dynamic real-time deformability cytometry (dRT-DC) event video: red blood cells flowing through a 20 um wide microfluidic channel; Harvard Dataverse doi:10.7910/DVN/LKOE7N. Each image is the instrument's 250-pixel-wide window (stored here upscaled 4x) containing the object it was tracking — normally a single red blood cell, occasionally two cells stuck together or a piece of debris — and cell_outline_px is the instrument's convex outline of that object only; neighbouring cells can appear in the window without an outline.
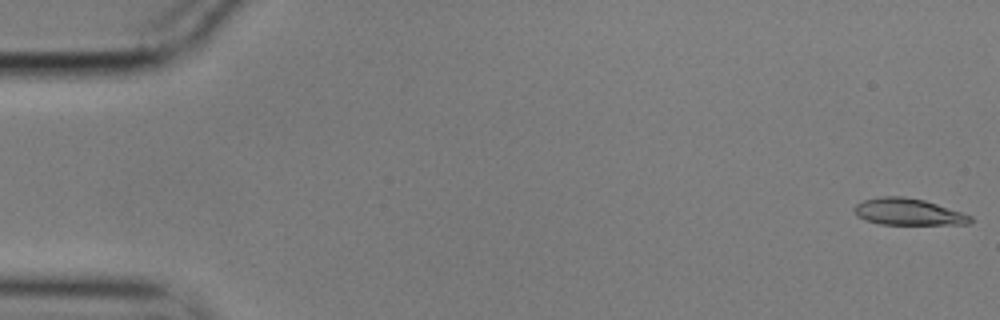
{"species": "common noctule bat (a hibernating species)", "species_latin": "Nyctalus noctula", "temperature_condition": "cold", "stored_images_in_passage": 56, "camera_frame_rate_fps": 3000, "um_per_image_px": 0.085, "animal": {"sex": "male", "body_mass_g": 17.9}, "frame": {"image": 1, "passage_image": 1, "time_ms": 0.0, "image_size_px": [1000, 320], "cell_outline_px": [[972, 220], [968, 224], [880, 224], [864, 220], [856, 216], [852, 208], [856, 204], [864, 200], [880, 196], [904, 196], [924, 200], [972, 216]], "centroid_in_image_um": [77.12, 18.0], "position_along_channel_um": 7.9, "area_um2": 17.98}}
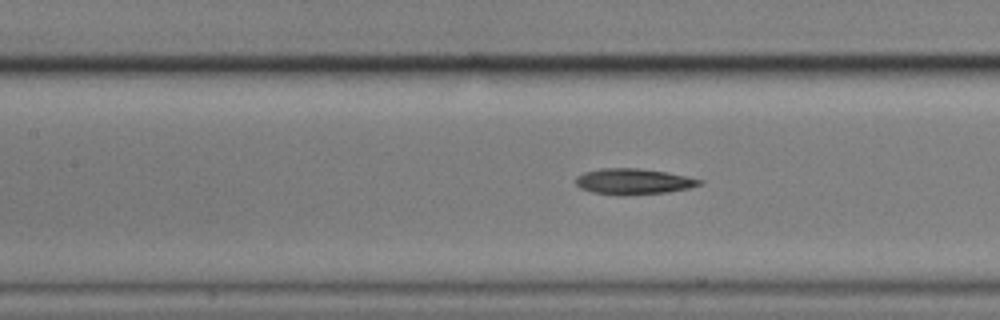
{"frame": {"image": 2, "passage_image": 25, "time_ms": 8.0, "image_size_px": [1000, 320], "cell_outline_px": [[704, 184], [688, 188], [668, 192], [628, 196], [592, 192], [580, 188], [576, 184], [576, 176], [584, 172], [600, 168], [640, 168], [664, 172], [704, 180]], "centroid_in_image_um": [53.83, 15.43], "position_along_channel_um": 153.6, "area_um2": 18.73}}
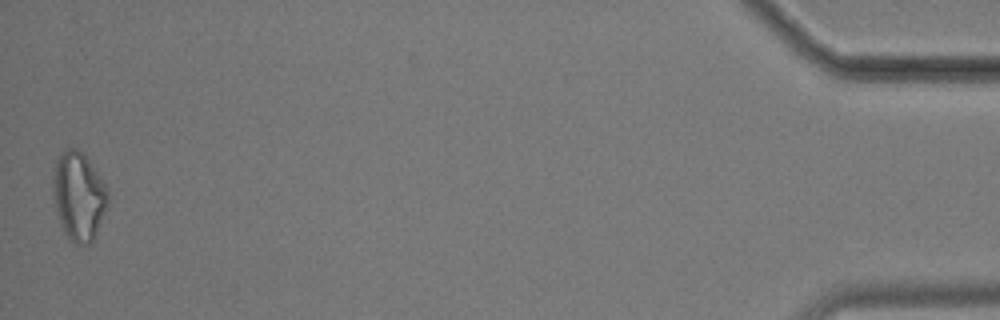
{"frame": {"image": 3, "passage_image": 56, "time_ms": 18.333, "image_size_px": [1000, 320], "cell_outline_px": [[108, 204], [92, 240], [88, 244], [76, 244], [68, 240], [60, 224], [52, 188], [52, 180], [56, 160], [68, 148], [80, 148], [108, 188]], "centroid_in_image_um": [6.68, 16.66], "position_along_channel_um": 428.5, "area_um2": 28.03}, "authors_computed_cell_mechanics": {"area_um2": 18.6116, "velocity_mm_per_s": 3.5316, "shape_relaxation_time_tau1_ms": 7.0384, "shape_relaxation_time_tau2_ms": 7.2095, "deformation_change_tau1": 0.1724, "deformation_change_tau2": 0.1882}}